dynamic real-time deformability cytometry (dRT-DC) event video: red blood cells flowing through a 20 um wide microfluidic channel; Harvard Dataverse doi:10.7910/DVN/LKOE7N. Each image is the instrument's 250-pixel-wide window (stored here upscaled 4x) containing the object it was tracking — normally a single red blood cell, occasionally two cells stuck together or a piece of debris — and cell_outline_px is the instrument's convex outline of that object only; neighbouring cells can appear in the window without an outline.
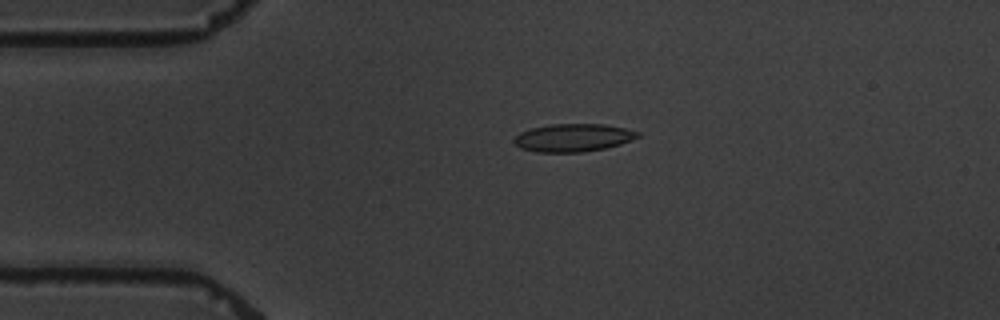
{"species": "common noctule bat (a hibernating species)", "species_latin": "Nyctalus noctula", "temperature_condition": "warm", "stored_images_in_passage": 9, "camera_frame_rate_fps": 3000, "um_per_image_px": 0.085, "animal": {"sex": "male", "body_mass_g": 19.5, "forearm_length_mm": 54.6}, "frame": {"image": 1, "passage_image": 1, "time_ms": 0.0, "image_size_px": [1000, 320], "cell_outline_px": [[640, 136], [632, 140], [620, 144], [604, 148], [584, 152], [536, 152], [520, 148], [512, 140], [520, 132], [532, 128], [552, 124], [604, 124], [624, 128], [640, 132]], "centroid_in_image_um": [48.72, 11.7], "position_along_channel_um": 36.3, "area_um2": 20.06}}
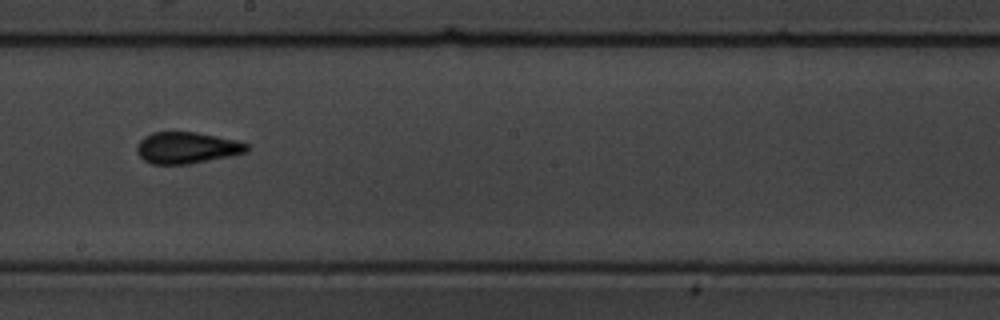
{"frame": {"image": 2, "passage_image": 6, "time_ms": 6.667, "image_size_px": [1000, 320], "cell_outline_px": [[248, 148], [244, 152], [228, 156], [188, 164], [152, 164], [144, 160], [136, 152], [136, 148], [140, 140], [152, 132], [196, 132], [236, 140], [248, 144]], "centroid_in_image_um": [15.83, 12.55], "position_along_channel_um": 232.4, "area_um2": 19.88}}
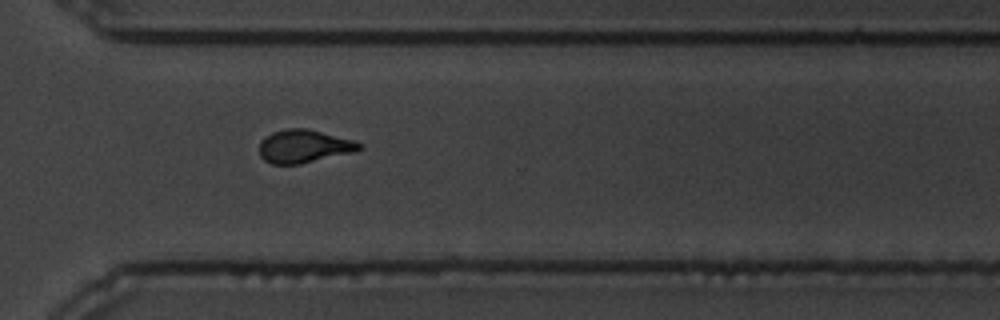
{"frame": {"image": 3, "passage_image": 9, "time_ms": 10.0, "image_size_px": [1000, 320], "cell_outline_px": [[364, 148], [352, 152], [300, 164], [272, 164], [264, 160], [260, 156], [260, 140], [264, 136], [272, 132], [284, 128], [304, 128], [352, 140], [364, 144]], "centroid_in_image_um": [25.8, 12.43], "position_along_channel_um": 344.8, "area_um2": 19.19}}